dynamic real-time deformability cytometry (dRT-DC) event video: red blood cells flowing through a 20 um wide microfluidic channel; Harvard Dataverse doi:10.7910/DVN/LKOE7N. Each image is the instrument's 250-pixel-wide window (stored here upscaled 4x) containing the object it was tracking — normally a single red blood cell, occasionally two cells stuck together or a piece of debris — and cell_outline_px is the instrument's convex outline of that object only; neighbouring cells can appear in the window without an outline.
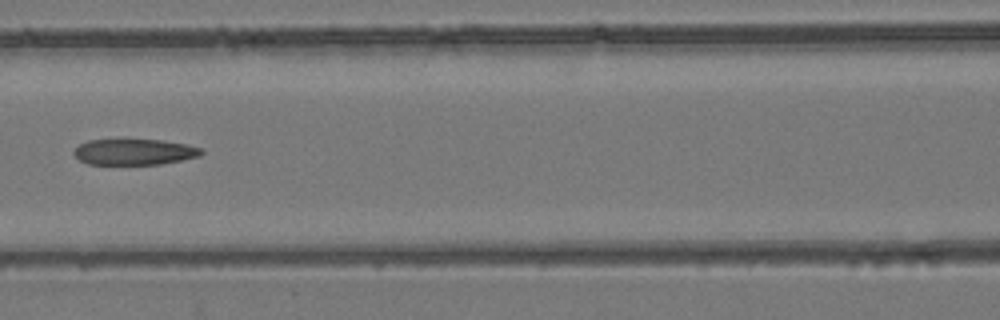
{"species": "common noctule bat (a hibernating species)", "species_latin": "Nyctalus noctula", "temperature_condition": "room temperature", "stored_images_in_passage": 7, "camera_frame_rate_fps": 3000, "um_per_image_px": 0.085, "animal": {"sex": "female", "body_mass_g": 24.6, "forearm_length_mm": 56.2}, "frame": {"image": 1, "passage_image": 7, "time_ms": 2.0, "image_size_px": [1000, 320], "cell_outline_px": [[204, 152], [200, 156], [160, 164], [88, 164], [80, 160], [72, 152], [80, 144], [88, 140], [160, 140], [184, 144], [200, 148]], "centroid_in_image_um": [11.4, 12.92], "position_along_channel_um": 155.2, "area_um2": 18.96}}